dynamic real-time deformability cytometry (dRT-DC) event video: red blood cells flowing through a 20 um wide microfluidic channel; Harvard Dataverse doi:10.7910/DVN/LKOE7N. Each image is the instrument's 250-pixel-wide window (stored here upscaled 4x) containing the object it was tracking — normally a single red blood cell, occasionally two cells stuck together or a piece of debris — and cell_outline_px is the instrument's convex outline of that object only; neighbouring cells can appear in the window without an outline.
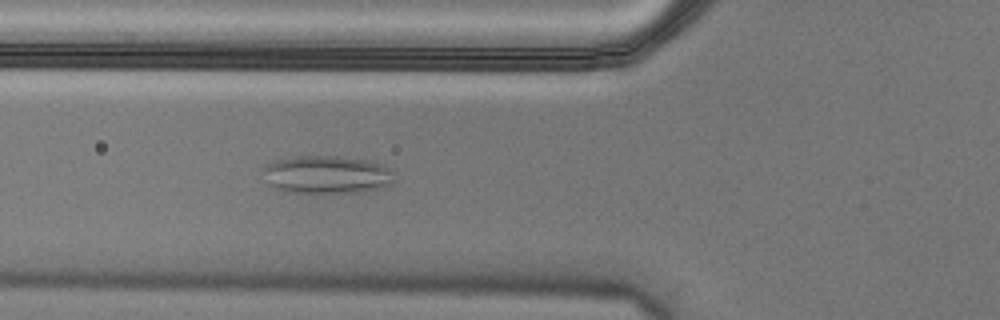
{"species": "Egyptian fruit bat (a non-hibernating species)", "species_latin": "Rousettus aegyptiacus", "temperature_condition": "cold", "stored_images_in_passage": 54, "camera_frame_rate_fps": 3000, "um_per_image_px": 0.085, "animal": {"sex": "male"}, "frame": {"image": 1, "passage_image": 20, "time_ms": 6.333, "image_size_px": [1000, 320], "cell_outline_px": [[392, 184], [364, 192], [288, 192], [276, 188], [268, 184], [264, 168], [264, 164], [276, 160], [296, 156], [336, 156], [372, 160], [384, 164], [392, 168]], "centroid_in_image_um": [27.82, 14.82], "position_along_channel_um": 98.0, "area_um2": 29.07}}
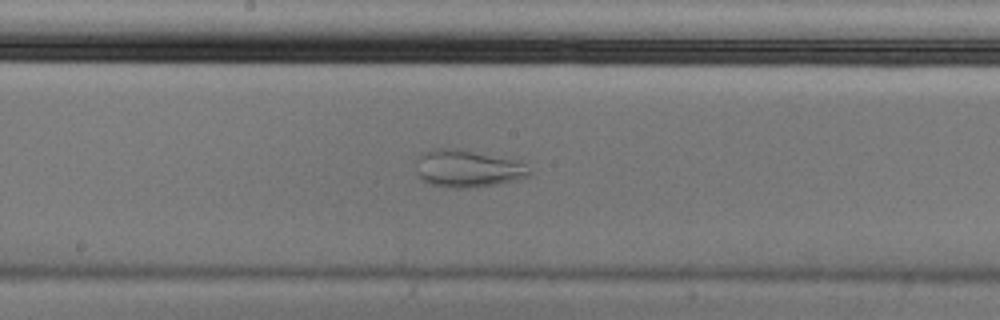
{"frame": {"image": 2, "passage_image": 29, "time_ms": 9.333, "image_size_px": [1000, 320], "cell_outline_px": [[532, 172], [528, 176], [516, 180], [496, 184], [472, 188], [452, 188], [428, 184], [420, 180], [416, 160], [424, 152], [432, 148], [456, 148], [516, 160], [524, 164]], "centroid_in_image_um": [39.72, 14.34], "position_along_channel_um": 208.5, "area_um2": 24.68}}
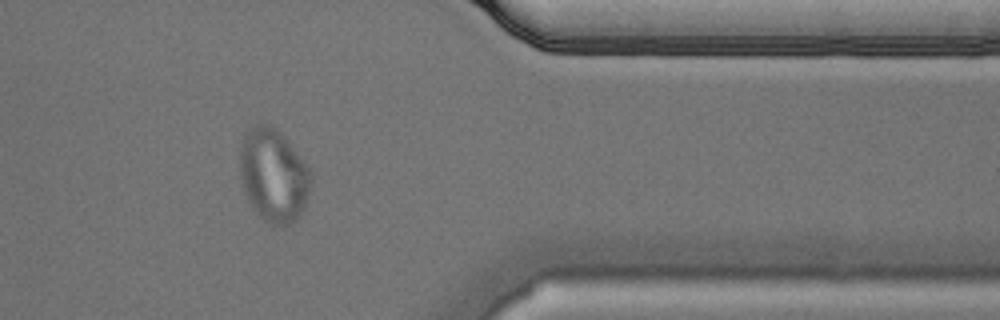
{"frame": {"image": 3, "passage_image": 45, "time_ms": 14.667, "image_size_px": [1000, 320], "cell_outline_px": [[312, 176], [304, 208], [300, 216], [292, 224], [272, 224], [264, 220], [252, 208], [244, 192], [240, 176], [240, 148], [244, 136], [256, 124], [268, 124], [276, 128], [280, 132], [308, 168]], "centroid_in_image_um": [23.23, 14.93], "position_along_channel_um": 388.2, "area_um2": 38.09}}